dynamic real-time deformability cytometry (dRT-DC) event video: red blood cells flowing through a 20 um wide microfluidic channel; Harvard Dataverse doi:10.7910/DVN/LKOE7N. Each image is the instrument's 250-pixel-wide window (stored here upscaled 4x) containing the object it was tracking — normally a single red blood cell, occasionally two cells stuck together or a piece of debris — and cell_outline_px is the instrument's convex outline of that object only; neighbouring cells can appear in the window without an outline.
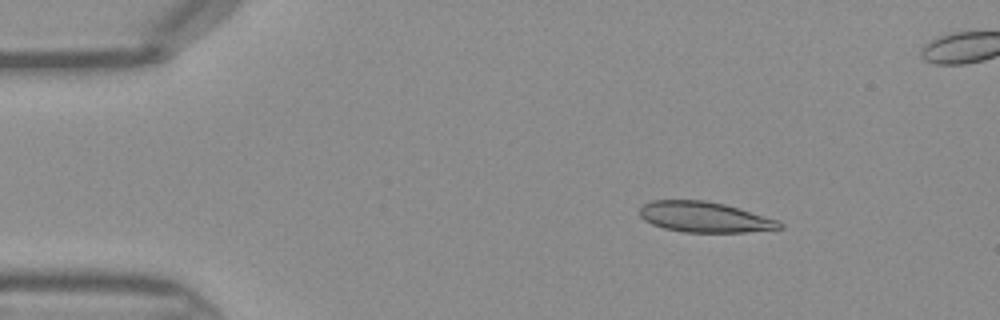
{"species": "Egyptian fruit bat (a non-hibernating species)", "species_latin": "Rousettus aegyptiacus", "temperature_condition": "warm", "stored_images_in_passage": 14, "camera_frame_rate_fps": 3000, "um_per_image_px": 0.085, "frame": {"image": 1, "passage_image": 7, "time_ms": 2.0, "image_size_px": [1000, 320], "cell_outline_px": [[784, 228], [744, 232], [684, 232], [664, 228], [652, 224], [644, 220], [640, 216], [640, 208], [644, 204], [652, 200], [704, 200], [724, 204], [780, 220], [784, 224]], "centroid_in_image_um": [59.91, 18.45], "position_along_channel_um": 25.1, "area_um2": 24.85}}